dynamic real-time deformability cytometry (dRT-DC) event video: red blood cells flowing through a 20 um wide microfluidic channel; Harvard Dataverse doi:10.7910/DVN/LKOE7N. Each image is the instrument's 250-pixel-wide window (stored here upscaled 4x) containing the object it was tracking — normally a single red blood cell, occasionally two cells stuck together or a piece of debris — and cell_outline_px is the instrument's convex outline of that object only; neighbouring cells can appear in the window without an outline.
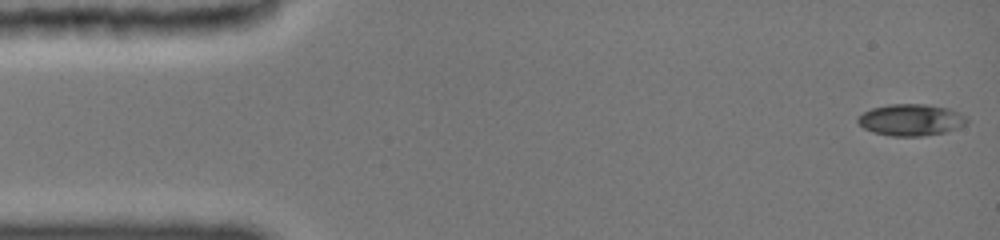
{"species": "common noctule bat (a hibernating species)", "species_latin": "Nyctalus noctula", "temperature_condition": "cold", "stored_images_in_passage": 83, "camera_frame_rate_fps": 3000, "um_per_image_px": 0.085, "animal": {"sex": "female", "body_mass_g": 19.0, "forearm_length_mm": 51.5}, "frame": {"image": 1, "passage_image": 1, "time_ms": 0.0, "image_size_px": [1000, 240], "cell_outline_px": [[968, 120], [964, 124], [944, 132], [920, 136], [892, 136], [876, 132], [864, 128], [856, 120], [864, 112], [872, 108], [888, 104], [928, 104], [948, 108], [960, 112]], "centroid_in_image_um": [77.42, 10.17], "position_along_channel_um": 7.6, "area_um2": 19.77}}
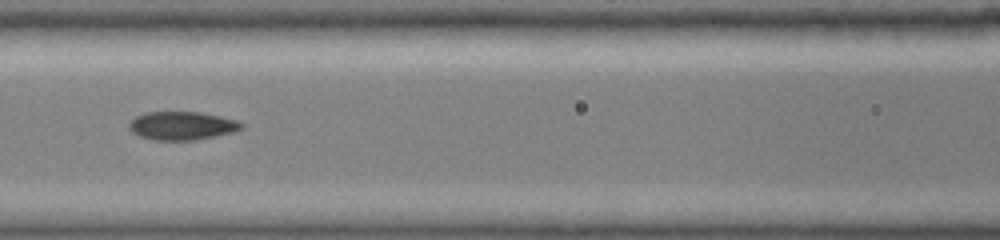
{"frame": {"image": 2, "passage_image": 28, "time_ms": 6.667, "image_size_px": [1000, 240], "cell_outline_px": [[244, 128], [212, 136], [192, 140], [156, 140], [140, 136], [128, 124], [136, 116], [144, 112], [196, 112], [236, 120], [244, 124]], "centroid_in_image_um": [15.45, 10.67], "position_along_channel_um": 151.1, "area_um2": 17.92}}
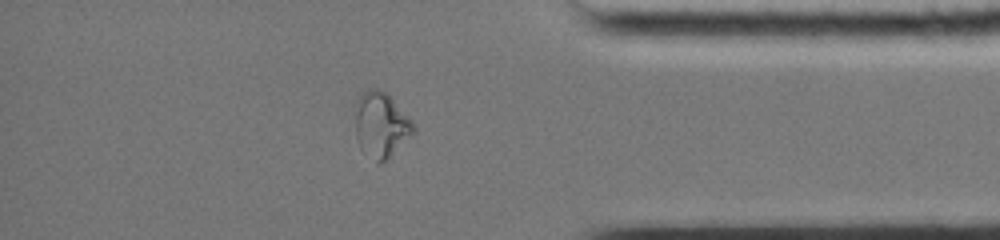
{"frame": {"image": 3, "passage_image": 67, "time_ms": 13.333, "image_size_px": [1000, 240], "cell_outline_px": [[416, 132], [380, 164], [360, 148], [356, 136], [356, 100], [360, 92], [368, 88], [376, 88], [384, 92], [412, 120], [416, 128]], "centroid_in_image_um": [32.38, 10.58], "position_along_channel_um": 402.8, "area_um2": 21.85}, "authors_computed_cell_mechanics": {"area_um2": 18.4382, "velocity_mm_per_s": 3.9187, "shape_relaxation_time_tau1_ms": null, "shape_relaxation_time_tau2_ms": 1.1355, "deformation_change_tau1": null, "deformation_change_tau2": 0.051}}